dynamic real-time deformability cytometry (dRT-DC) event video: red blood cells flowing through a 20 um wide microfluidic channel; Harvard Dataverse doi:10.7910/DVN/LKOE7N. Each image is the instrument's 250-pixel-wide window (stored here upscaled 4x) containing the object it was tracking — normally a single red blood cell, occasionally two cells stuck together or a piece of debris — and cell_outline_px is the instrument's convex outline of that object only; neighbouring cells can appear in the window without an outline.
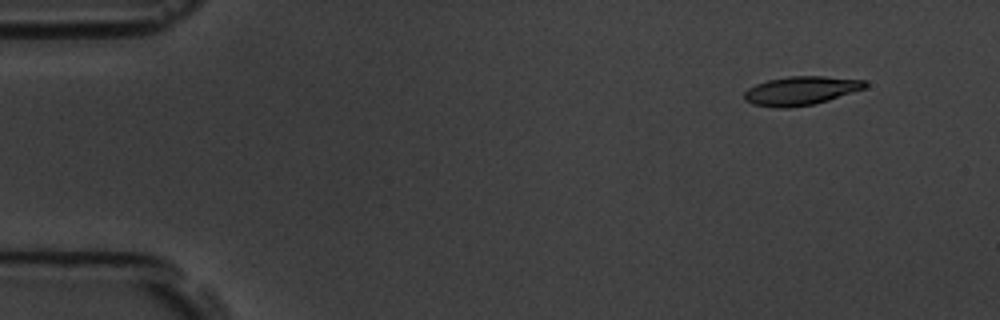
{"species": "common noctule bat (a hibernating species)", "species_latin": "Nyctalus noctula", "temperature_condition": "room temperature", "stored_images_in_passage": 6, "camera_frame_rate_fps": 3000, "um_per_image_px": 0.085, "animal": {"sex": "male", "body_mass_g": 19.5, "forearm_length_mm": 54.6}, "frame": {"image": 1, "passage_image": 2, "time_ms": 1.0, "image_size_px": [1000, 320], "cell_outline_px": [[868, 84], [864, 88], [828, 100], [812, 104], [788, 108], [780, 108], [752, 104], [744, 100], [744, 92], [748, 88], [756, 84], [768, 80], [788, 76], [824, 76], [864, 80]], "centroid_in_image_um": [68.03, 7.7], "position_along_channel_um": 17.0, "area_um2": 20.06}}